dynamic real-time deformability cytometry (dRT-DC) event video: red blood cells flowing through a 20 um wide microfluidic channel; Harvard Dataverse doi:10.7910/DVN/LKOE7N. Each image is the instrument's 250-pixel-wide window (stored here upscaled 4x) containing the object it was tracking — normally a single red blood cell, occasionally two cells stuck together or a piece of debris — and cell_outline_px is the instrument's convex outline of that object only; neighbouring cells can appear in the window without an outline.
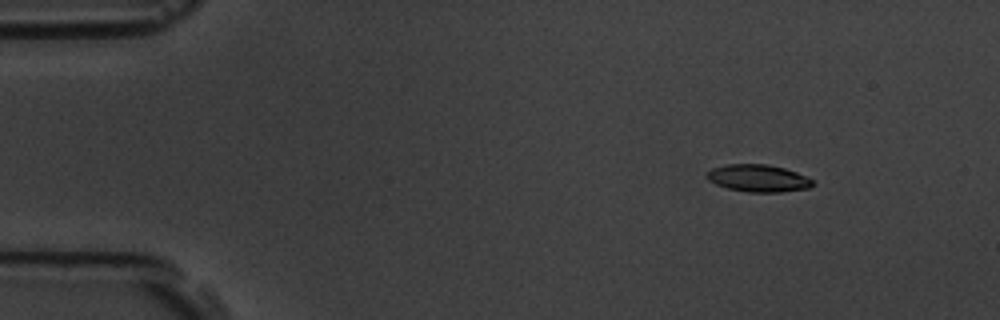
{"species": "common noctule bat (a hibernating species)", "species_latin": "Nyctalus noctula", "temperature_condition": "room temperature", "stored_images_in_passage": 7, "camera_frame_rate_fps": 3000, "um_per_image_px": 0.085, "animal": {"sex": "male", "body_mass_g": 19.5, "forearm_length_mm": 54.6}, "frame": {"image": 1, "passage_image": 3, "time_ms": 2.333, "image_size_px": [1000, 320], "cell_outline_px": [[816, 184], [808, 188], [780, 192], [748, 192], [728, 188], [716, 184], [708, 180], [704, 176], [712, 168], [724, 164], [768, 164], [784, 168], [796, 172], [812, 180]], "centroid_in_image_um": [64.42, 15.14], "position_along_channel_um": 20.6, "area_um2": 16.82}}
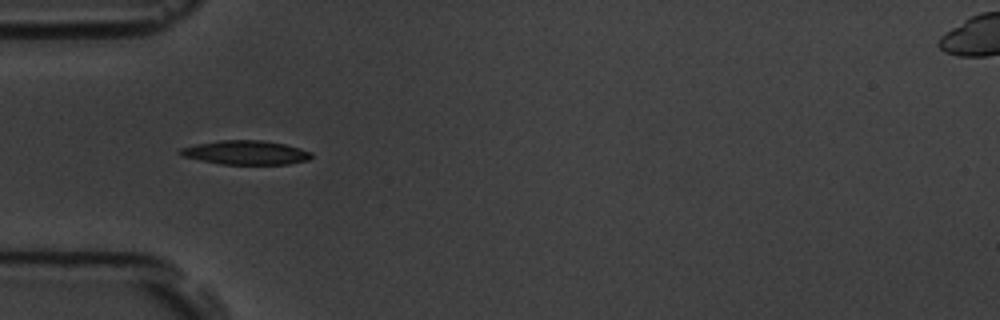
{"frame": {"image": 2, "passage_image": 6, "time_ms": 6.0, "image_size_px": [1000, 320], "cell_outline_px": [[312, 156], [308, 160], [288, 164], [220, 164], [200, 160], [184, 156], [176, 152], [180, 148], [196, 144], [220, 140], [260, 140], [284, 144], [300, 148], [312, 152]], "centroid_in_image_um": [20.88, 12.97], "position_along_channel_um": 64.1, "area_um2": 18.32}}
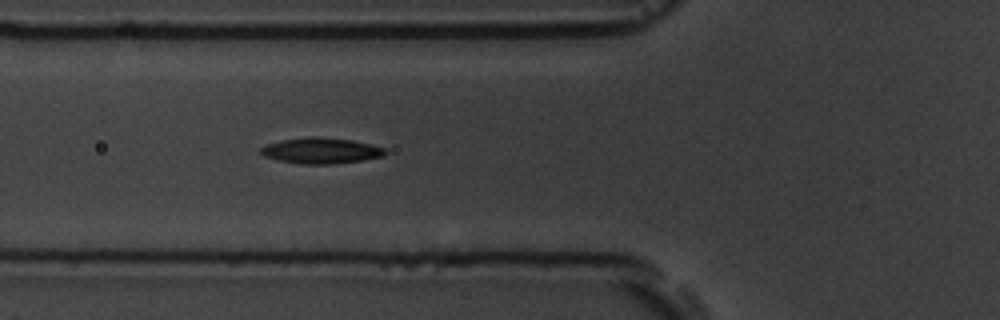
{"frame": {"image": 3, "passage_image": 7, "time_ms": 7.0, "image_size_px": [1000, 320], "cell_outline_px": [[388, 152], [384, 156], [364, 160], [332, 164], [304, 164], [280, 160], [264, 156], [260, 152], [260, 148], [264, 144], [280, 140], [312, 136], [316, 136], [352, 140], [384, 148]], "centroid_in_image_um": [27.27, 12.8], "position_along_channel_um": 98.5, "area_um2": 18.73}}